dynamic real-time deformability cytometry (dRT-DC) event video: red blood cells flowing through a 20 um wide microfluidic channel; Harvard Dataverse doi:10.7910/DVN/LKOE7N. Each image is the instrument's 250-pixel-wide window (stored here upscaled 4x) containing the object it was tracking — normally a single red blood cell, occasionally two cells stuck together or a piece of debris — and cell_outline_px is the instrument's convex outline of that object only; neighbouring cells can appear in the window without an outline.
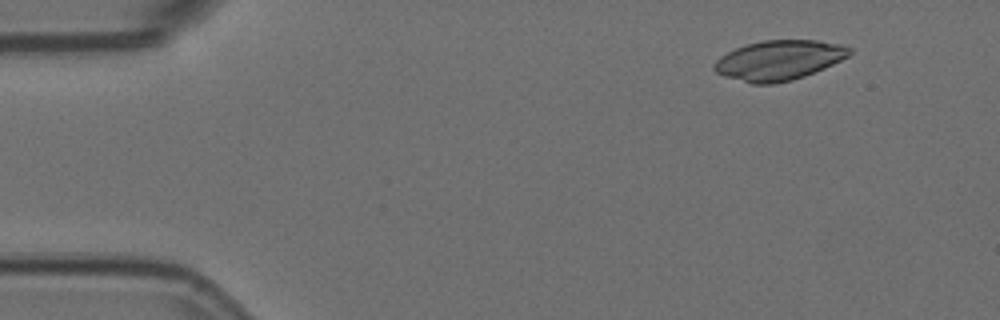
{"species": "Egyptian fruit bat (a non-hibernating species)", "species_latin": "Rousettus aegyptiacus", "temperature_condition": "room temperature", "stored_images_in_passage": 57, "camera_frame_rate_fps": 3000, "um_per_image_px": 0.085, "animal": {"sex": "female"}, "frame": {"image": 1, "passage_image": 6, "time_ms": 1.667, "image_size_px": [1000, 320], "cell_outline_px": [[852, 52], [848, 56], [824, 68], [804, 76], [792, 80], [772, 84], [752, 84], [724, 76], [716, 72], [712, 68], [712, 64], [720, 56], [736, 48], [748, 44], [764, 40], [816, 40], [840, 44], [852, 48]], "centroid_in_image_um": [66.19, 5.12], "position_along_channel_um": 18.8, "area_um2": 31.33}}
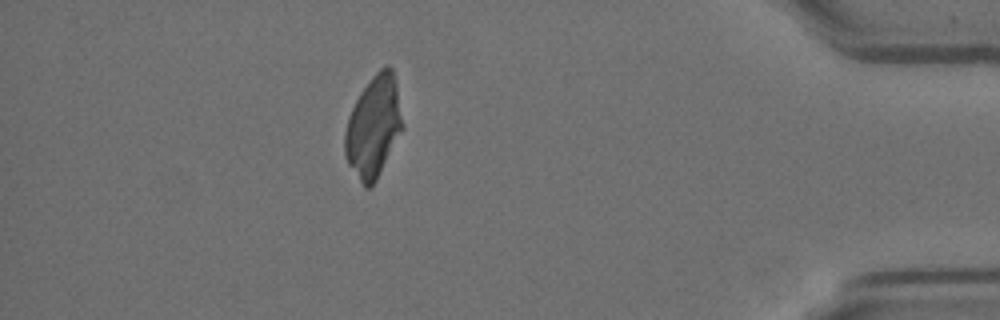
{"frame": {"image": 2, "passage_image": 50, "time_ms": 16.333, "image_size_px": [1000, 320], "cell_outline_px": [[404, 128], [376, 180], [368, 188], [364, 188], [348, 164], [344, 156], [344, 132], [348, 116], [360, 92], [372, 76], [384, 64], [388, 64], [392, 68], [396, 80], [404, 124]], "centroid_in_image_um": [31.75, 10.74], "position_along_channel_um": 403.4, "area_um2": 34.45}}